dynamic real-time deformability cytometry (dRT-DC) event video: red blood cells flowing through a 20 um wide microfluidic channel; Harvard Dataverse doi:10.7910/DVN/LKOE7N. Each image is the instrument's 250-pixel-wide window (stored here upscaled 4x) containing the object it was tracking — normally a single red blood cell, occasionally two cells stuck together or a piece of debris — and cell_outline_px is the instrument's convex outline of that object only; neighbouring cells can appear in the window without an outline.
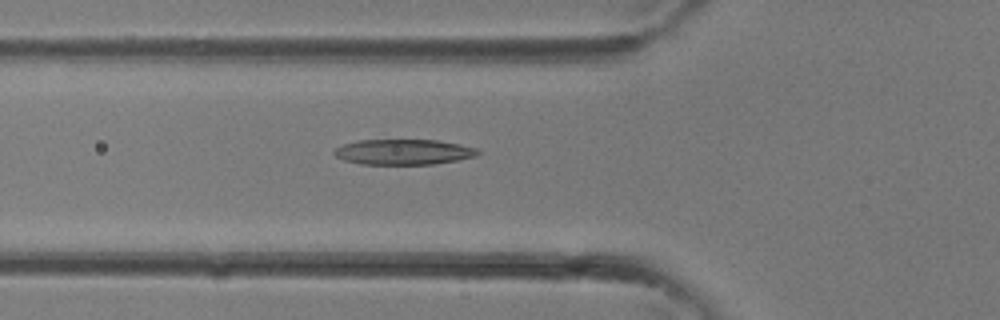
{"species": "common noctule bat (a hibernating species)", "species_latin": "Nyctalus noctula", "temperature_condition": "room temperature", "stored_images_in_passage": 34, "camera_frame_rate_fps": 3000, "um_per_image_px": 0.085, "animal": {"sex": "female"}, "frame": {"image": 1, "passage_image": 12, "time_ms": 3.667, "image_size_px": [1000, 320], "cell_outline_px": [[480, 152], [476, 156], [456, 160], [432, 164], [360, 164], [344, 160], [336, 156], [332, 152], [336, 148], [344, 144], [356, 140], [436, 140], [460, 144], [476, 148]], "centroid_in_image_um": [34.28, 12.91], "position_along_channel_um": 91.5, "area_um2": 21.15}}
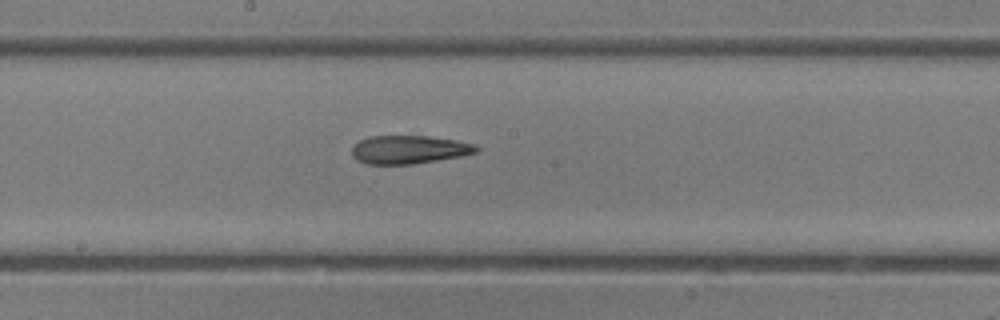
{"frame": {"image": 2, "passage_image": 18, "time_ms": 5.667, "image_size_px": [1000, 320], "cell_outline_px": [[480, 148], [476, 152], [464, 156], [412, 164], [364, 164], [356, 160], [352, 156], [352, 148], [360, 140], [368, 136], [428, 136], [456, 140], [476, 144]], "centroid_in_image_um": [34.78, 12.72], "position_along_channel_um": 213.4, "area_um2": 20.69}}
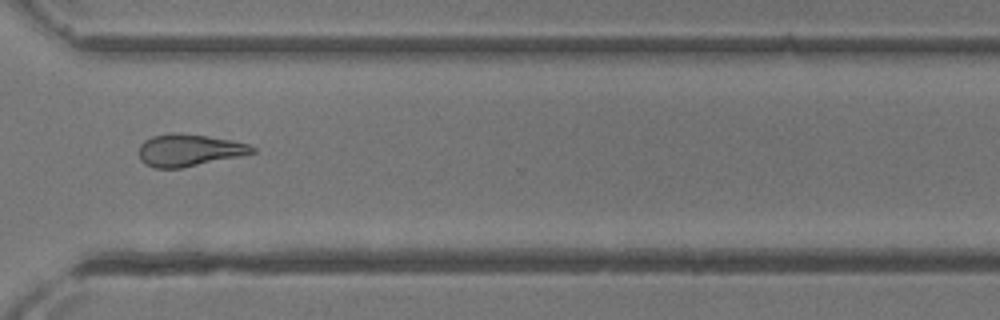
{"frame": {"image": 3, "passage_image": 25, "time_ms": 8.0, "image_size_px": [1000, 320], "cell_outline_px": [[256, 152], [240, 156], [180, 168], [156, 168], [144, 164], [140, 160], [140, 144], [144, 140], [152, 136], [168, 132], [176, 132], [208, 136], [232, 140], [248, 144], [256, 148]], "centroid_in_image_um": [16.05, 12.75], "position_along_channel_um": 354.5, "area_um2": 21.27}}